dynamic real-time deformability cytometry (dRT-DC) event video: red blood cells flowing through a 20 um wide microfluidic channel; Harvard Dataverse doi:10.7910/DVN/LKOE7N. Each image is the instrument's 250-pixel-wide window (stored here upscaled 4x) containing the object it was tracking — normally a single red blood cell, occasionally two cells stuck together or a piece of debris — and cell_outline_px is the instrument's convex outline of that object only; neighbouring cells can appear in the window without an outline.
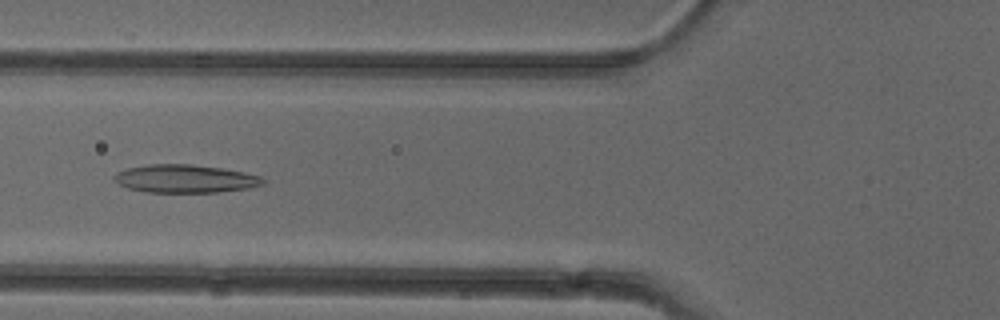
{"species": "common noctule bat (a hibernating species)", "species_latin": "Nyctalus noctula", "temperature_condition": "cold", "stored_images_in_passage": 33, "camera_frame_rate_fps": 3000, "um_per_image_px": 0.085, "animal": {"sex": "female"}, "frame": {"image": 1, "passage_image": 7, "time_ms": 2.0, "image_size_px": [1000, 320], "cell_outline_px": [[264, 184], [248, 188], [216, 192], [144, 192], [128, 188], [112, 180], [112, 176], [116, 172], [128, 168], [148, 164], [192, 164], [220, 168], [244, 172], [260, 176], [264, 180]], "centroid_in_image_um": [15.69, 15.19], "position_along_channel_um": 110.1, "area_um2": 24.33}}
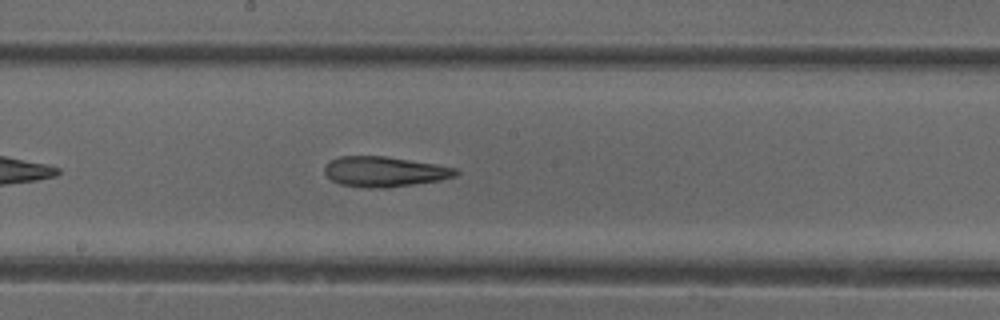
{"frame": {"image": 2, "passage_image": 15, "time_ms": 4.667, "image_size_px": [1000, 320], "cell_outline_px": [[460, 172], [456, 176], [440, 180], [388, 188], [372, 188], [340, 184], [332, 180], [324, 172], [324, 168], [332, 160], [340, 156], [384, 156], [436, 164], [456, 168]], "centroid_in_image_um": [32.71, 14.59], "position_along_channel_um": 215.5, "area_um2": 22.95}}
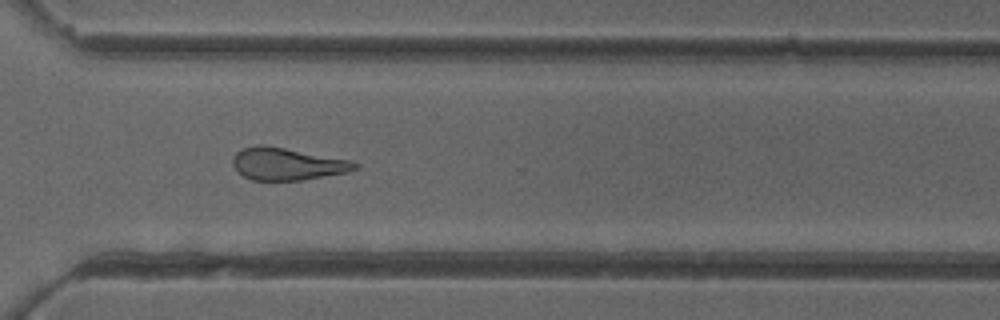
{"frame": {"image": 3, "passage_image": 25, "time_ms": 8.0, "image_size_px": [1000, 320], "cell_outline_px": [[360, 168], [348, 172], [300, 180], [252, 180], [244, 176], [232, 164], [232, 160], [236, 152], [244, 148], [260, 144], [284, 148], [352, 160], [360, 164]], "centroid_in_image_um": [24.46, 13.93], "position_along_channel_um": 346.1, "area_um2": 22.83}, "authors_computed_cell_mechanics": {"area_um2": 23.0044, "velocity_mm_per_s": 3.9393, "shape_relaxation_time_tau1_ms": 7.8222, "shape_relaxation_time_tau2_ms": 4.7698, "deformation_change_tau1": 0.2122, "deformation_change_tau2": 0.1638}}